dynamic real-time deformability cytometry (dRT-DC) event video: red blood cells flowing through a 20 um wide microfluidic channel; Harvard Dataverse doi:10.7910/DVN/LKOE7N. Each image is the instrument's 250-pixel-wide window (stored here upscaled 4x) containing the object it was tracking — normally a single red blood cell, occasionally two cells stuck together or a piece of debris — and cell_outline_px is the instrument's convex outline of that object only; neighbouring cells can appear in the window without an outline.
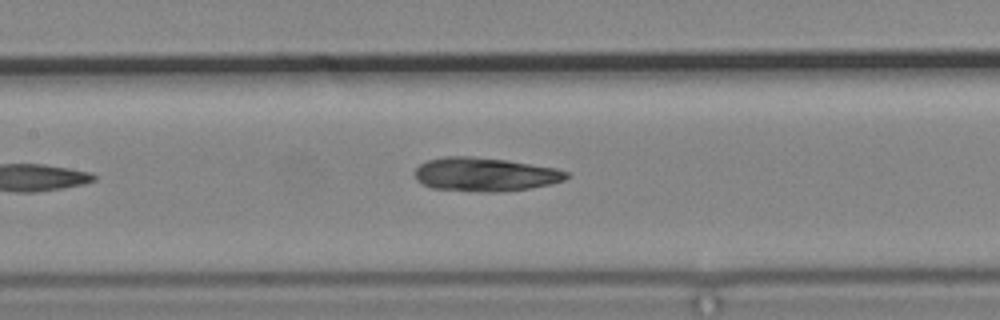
{"species": "common noctule bat (a hibernating species)", "species_latin": "Nyctalus noctula", "temperature_condition": "cold", "stored_images_in_passage": 6, "camera_frame_rate_fps": 3000, "um_per_image_px": 0.085, "animal": {"sex": "male", "body_mass_g": 19.2, "forearm_length_mm": 51.8}, "frame": {"image": 1, "passage_image": 6, "time_ms": 6.667, "image_size_px": [1000, 320], "cell_outline_px": [[568, 176], [564, 180], [548, 184], [528, 188], [500, 192], [484, 192], [432, 188], [416, 180], [416, 168], [420, 164], [428, 160], [444, 156], [472, 156], [508, 160], [556, 168], [568, 172]], "centroid_in_image_um": [41.22, 14.81], "position_along_channel_um": 166.2, "area_um2": 29.65}}